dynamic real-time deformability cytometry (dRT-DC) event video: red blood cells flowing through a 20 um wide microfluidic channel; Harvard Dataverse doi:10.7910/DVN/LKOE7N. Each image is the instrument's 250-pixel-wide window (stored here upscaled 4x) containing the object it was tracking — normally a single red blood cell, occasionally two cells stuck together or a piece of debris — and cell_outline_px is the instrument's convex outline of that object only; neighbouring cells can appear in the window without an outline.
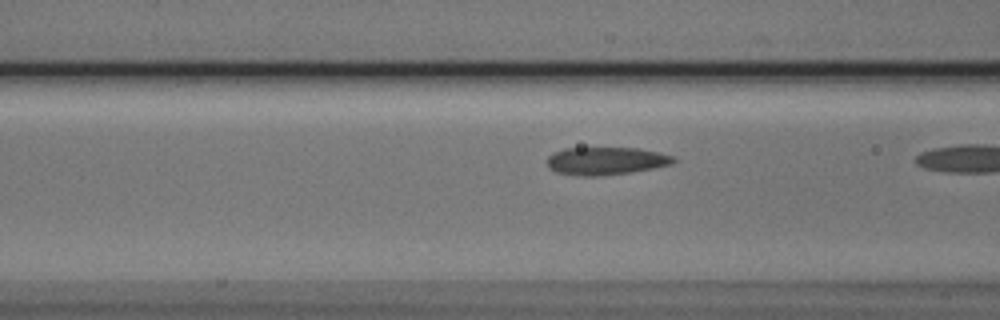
{"species": "Egyptian fruit bat (a non-hibernating species)", "species_latin": "Rousettus aegyptiacus", "temperature_condition": "cold", "stored_images_in_passage": 16, "camera_frame_rate_fps": 3000, "um_per_image_px": 0.085, "animal": {"sex": "male"}, "frame": {"image": 1, "passage_image": 14, "time_ms": 4.333, "image_size_px": [1000, 320], "cell_outline_px": [[676, 160], [672, 164], [632, 172], [600, 176], [580, 176], [556, 172], [548, 168], [548, 156], [552, 152], [564, 148], [640, 148], [660, 152], [672, 156]], "centroid_in_image_um": [51.48, 13.67], "position_along_channel_um": 115.1, "area_um2": 20.58}}